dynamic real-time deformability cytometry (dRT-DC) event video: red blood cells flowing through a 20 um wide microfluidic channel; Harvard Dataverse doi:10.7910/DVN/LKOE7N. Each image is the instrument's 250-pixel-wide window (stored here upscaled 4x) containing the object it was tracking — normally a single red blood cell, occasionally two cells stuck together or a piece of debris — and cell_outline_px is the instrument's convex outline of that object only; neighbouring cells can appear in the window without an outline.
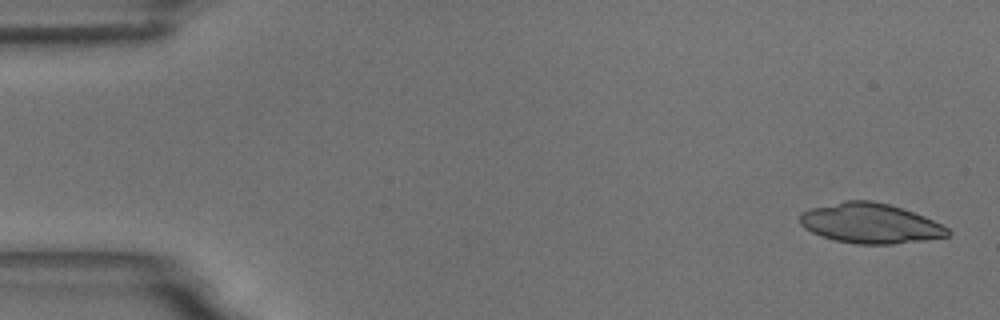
{"species": "common noctule bat (a hibernating species)", "species_latin": "Nyctalus noctula", "temperature_condition": "room temperature", "stored_images_in_passage": 11, "camera_frame_rate_fps": 3000, "um_per_image_px": 0.085, "animal": {"sex": "male", "body_mass_g": 18.8}, "frame": {"image": 1, "passage_image": 2, "time_ms": 0.333, "image_size_px": [1000, 320], "cell_outline_px": [[952, 232], [948, 236], [924, 240], [892, 244], [856, 244], [832, 240], [820, 236], [804, 228], [800, 224], [800, 212], [812, 208], [844, 200], [872, 200], [888, 204], [924, 216], [948, 228]], "centroid_in_image_um": [73.94, 18.99], "position_along_channel_um": 11.1, "area_um2": 34.45}}